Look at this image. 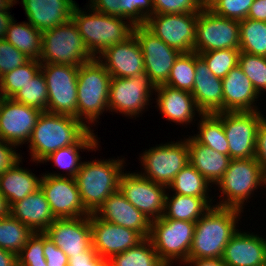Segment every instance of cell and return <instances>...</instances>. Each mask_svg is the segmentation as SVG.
Here are the masks:
<instances>
[{
    "mask_svg": "<svg viewBox=\"0 0 266 266\" xmlns=\"http://www.w3.org/2000/svg\"><path fill=\"white\" fill-rule=\"evenodd\" d=\"M241 211L212 206L195 225L188 259L222 258L225 246L238 231Z\"/></svg>",
    "mask_w": 266,
    "mask_h": 266,
    "instance_id": "6da1fadb",
    "label": "cell"
},
{
    "mask_svg": "<svg viewBox=\"0 0 266 266\" xmlns=\"http://www.w3.org/2000/svg\"><path fill=\"white\" fill-rule=\"evenodd\" d=\"M89 130L75 117L42 112L28 141L31 160L42 163L56 150L76 144Z\"/></svg>",
    "mask_w": 266,
    "mask_h": 266,
    "instance_id": "7a4b0ae2",
    "label": "cell"
},
{
    "mask_svg": "<svg viewBox=\"0 0 266 266\" xmlns=\"http://www.w3.org/2000/svg\"><path fill=\"white\" fill-rule=\"evenodd\" d=\"M87 8L89 13L76 4L71 19L87 49L95 58L107 47L122 43L133 35L134 25L129 20L97 12L90 6Z\"/></svg>",
    "mask_w": 266,
    "mask_h": 266,
    "instance_id": "3957f363",
    "label": "cell"
},
{
    "mask_svg": "<svg viewBox=\"0 0 266 266\" xmlns=\"http://www.w3.org/2000/svg\"><path fill=\"white\" fill-rule=\"evenodd\" d=\"M125 158L83 161L75 176L84 207L94 213L107 198L119 190Z\"/></svg>",
    "mask_w": 266,
    "mask_h": 266,
    "instance_id": "277c9868",
    "label": "cell"
},
{
    "mask_svg": "<svg viewBox=\"0 0 266 266\" xmlns=\"http://www.w3.org/2000/svg\"><path fill=\"white\" fill-rule=\"evenodd\" d=\"M111 78V75L97 58L78 67V120L90 130L92 125L98 122L97 119L100 120L99 116L105 110L106 112L109 111Z\"/></svg>",
    "mask_w": 266,
    "mask_h": 266,
    "instance_id": "5b68a950",
    "label": "cell"
},
{
    "mask_svg": "<svg viewBox=\"0 0 266 266\" xmlns=\"http://www.w3.org/2000/svg\"><path fill=\"white\" fill-rule=\"evenodd\" d=\"M216 185L222 193L219 195L222 200L219 199L215 206L244 211L243 206L251 199L254 191L260 186L266 187V174L255 158L231 159L227 170Z\"/></svg>",
    "mask_w": 266,
    "mask_h": 266,
    "instance_id": "8992f818",
    "label": "cell"
},
{
    "mask_svg": "<svg viewBox=\"0 0 266 266\" xmlns=\"http://www.w3.org/2000/svg\"><path fill=\"white\" fill-rule=\"evenodd\" d=\"M94 58L72 19L42 32V50L39 58L41 64L79 67Z\"/></svg>",
    "mask_w": 266,
    "mask_h": 266,
    "instance_id": "52a82bcc",
    "label": "cell"
},
{
    "mask_svg": "<svg viewBox=\"0 0 266 266\" xmlns=\"http://www.w3.org/2000/svg\"><path fill=\"white\" fill-rule=\"evenodd\" d=\"M196 222L173 220L170 218L151 221L149 239L159 258L167 265L188 260L193 242ZM175 261V262H174Z\"/></svg>",
    "mask_w": 266,
    "mask_h": 266,
    "instance_id": "ba28073f",
    "label": "cell"
},
{
    "mask_svg": "<svg viewBox=\"0 0 266 266\" xmlns=\"http://www.w3.org/2000/svg\"><path fill=\"white\" fill-rule=\"evenodd\" d=\"M143 177L168 187L175 176L189 164L187 138L157 144L140 154Z\"/></svg>",
    "mask_w": 266,
    "mask_h": 266,
    "instance_id": "9c48e42d",
    "label": "cell"
},
{
    "mask_svg": "<svg viewBox=\"0 0 266 266\" xmlns=\"http://www.w3.org/2000/svg\"><path fill=\"white\" fill-rule=\"evenodd\" d=\"M48 89V113L78 119V67L66 64H41Z\"/></svg>",
    "mask_w": 266,
    "mask_h": 266,
    "instance_id": "30bf717a",
    "label": "cell"
},
{
    "mask_svg": "<svg viewBox=\"0 0 266 266\" xmlns=\"http://www.w3.org/2000/svg\"><path fill=\"white\" fill-rule=\"evenodd\" d=\"M156 87L147 73L134 77H112L109 91V112L121 113L126 117H139L150 105V97ZM150 98V99H149Z\"/></svg>",
    "mask_w": 266,
    "mask_h": 266,
    "instance_id": "8fae6325",
    "label": "cell"
},
{
    "mask_svg": "<svg viewBox=\"0 0 266 266\" xmlns=\"http://www.w3.org/2000/svg\"><path fill=\"white\" fill-rule=\"evenodd\" d=\"M195 33L194 52L198 54L240 47L239 21L218 16L209 9H202L197 14Z\"/></svg>",
    "mask_w": 266,
    "mask_h": 266,
    "instance_id": "7c38bea8",
    "label": "cell"
},
{
    "mask_svg": "<svg viewBox=\"0 0 266 266\" xmlns=\"http://www.w3.org/2000/svg\"><path fill=\"white\" fill-rule=\"evenodd\" d=\"M261 112L263 111L216 113L223 121L231 159H249L255 157L257 129L265 118V115Z\"/></svg>",
    "mask_w": 266,
    "mask_h": 266,
    "instance_id": "4fadbf2b",
    "label": "cell"
},
{
    "mask_svg": "<svg viewBox=\"0 0 266 266\" xmlns=\"http://www.w3.org/2000/svg\"><path fill=\"white\" fill-rule=\"evenodd\" d=\"M197 14H159L150 16L145 26L165 44L181 53L194 52Z\"/></svg>",
    "mask_w": 266,
    "mask_h": 266,
    "instance_id": "5bb4252c",
    "label": "cell"
},
{
    "mask_svg": "<svg viewBox=\"0 0 266 266\" xmlns=\"http://www.w3.org/2000/svg\"><path fill=\"white\" fill-rule=\"evenodd\" d=\"M133 35L143 53L145 73L155 87L165 84L181 52L165 44L145 25L134 26Z\"/></svg>",
    "mask_w": 266,
    "mask_h": 266,
    "instance_id": "9a60e30c",
    "label": "cell"
},
{
    "mask_svg": "<svg viewBox=\"0 0 266 266\" xmlns=\"http://www.w3.org/2000/svg\"><path fill=\"white\" fill-rule=\"evenodd\" d=\"M119 190L148 219H159L164 213L166 186L154 183L139 172L122 174Z\"/></svg>",
    "mask_w": 266,
    "mask_h": 266,
    "instance_id": "2e32d148",
    "label": "cell"
},
{
    "mask_svg": "<svg viewBox=\"0 0 266 266\" xmlns=\"http://www.w3.org/2000/svg\"><path fill=\"white\" fill-rule=\"evenodd\" d=\"M40 188L56 219L79 218L91 213L84 207L75 178L42 174Z\"/></svg>",
    "mask_w": 266,
    "mask_h": 266,
    "instance_id": "e0dca14e",
    "label": "cell"
},
{
    "mask_svg": "<svg viewBox=\"0 0 266 266\" xmlns=\"http://www.w3.org/2000/svg\"><path fill=\"white\" fill-rule=\"evenodd\" d=\"M42 111L14 101L0 100V139L16 147L28 144L32 131Z\"/></svg>",
    "mask_w": 266,
    "mask_h": 266,
    "instance_id": "ac0fdd59",
    "label": "cell"
},
{
    "mask_svg": "<svg viewBox=\"0 0 266 266\" xmlns=\"http://www.w3.org/2000/svg\"><path fill=\"white\" fill-rule=\"evenodd\" d=\"M90 227L92 247L99 256L108 260L145 239L138 231L104 221L93 213L90 214Z\"/></svg>",
    "mask_w": 266,
    "mask_h": 266,
    "instance_id": "d6986e66",
    "label": "cell"
},
{
    "mask_svg": "<svg viewBox=\"0 0 266 266\" xmlns=\"http://www.w3.org/2000/svg\"><path fill=\"white\" fill-rule=\"evenodd\" d=\"M44 233L63 250L68 258L92 247L90 215L55 219Z\"/></svg>",
    "mask_w": 266,
    "mask_h": 266,
    "instance_id": "ffe728a7",
    "label": "cell"
},
{
    "mask_svg": "<svg viewBox=\"0 0 266 266\" xmlns=\"http://www.w3.org/2000/svg\"><path fill=\"white\" fill-rule=\"evenodd\" d=\"M97 59L111 77L128 78L145 73L143 53L134 35L107 47Z\"/></svg>",
    "mask_w": 266,
    "mask_h": 266,
    "instance_id": "44dd1931",
    "label": "cell"
},
{
    "mask_svg": "<svg viewBox=\"0 0 266 266\" xmlns=\"http://www.w3.org/2000/svg\"><path fill=\"white\" fill-rule=\"evenodd\" d=\"M93 214L104 221L138 231L144 238L150 235L151 220L136 209L120 190L112 193Z\"/></svg>",
    "mask_w": 266,
    "mask_h": 266,
    "instance_id": "7402d4cb",
    "label": "cell"
},
{
    "mask_svg": "<svg viewBox=\"0 0 266 266\" xmlns=\"http://www.w3.org/2000/svg\"><path fill=\"white\" fill-rule=\"evenodd\" d=\"M222 86L223 112L259 111L255 104L261 96L239 65L232 68L222 79Z\"/></svg>",
    "mask_w": 266,
    "mask_h": 266,
    "instance_id": "603a6c76",
    "label": "cell"
},
{
    "mask_svg": "<svg viewBox=\"0 0 266 266\" xmlns=\"http://www.w3.org/2000/svg\"><path fill=\"white\" fill-rule=\"evenodd\" d=\"M191 94L202 114L223 112L222 79L213 75L196 52L195 78Z\"/></svg>",
    "mask_w": 266,
    "mask_h": 266,
    "instance_id": "cb8c5ba5",
    "label": "cell"
},
{
    "mask_svg": "<svg viewBox=\"0 0 266 266\" xmlns=\"http://www.w3.org/2000/svg\"><path fill=\"white\" fill-rule=\"evenodd\" d=\"M240 229L225 246L223 261L228 266H263L266 264V238Z\"/></svg>",
    "mask_w": 266,
    "mask_h": 266,
    "instance_id": "d4e9b609",
    "label": "cell"
},
{
    "mask_svg": "<svg viewBox=\"0 0 266 266\" xmlns=\"http://www.w3.org/2000/svg\"><path fill=\"white\" fill-rule=\"evenodd\" d=\"M28 22L40 32L71 19L74 0H21Z\"/></svg>",
    "mask_w": 266,
    "mask_h": 266,
    "instance_id": "484cf974",
    "label": "cell"
},
{
    "mask_svg": "<svg viewBox=\"0 0 266 266\" xmlns=\"http://www.w3.org/2000/svg\"><path fill=\"white\" fill-rule=\"evenodd\" d=\"M154 93H157V108L168 121L190 125L195 119L196 112L198 116L202 115L191 92L163 84L156 86Z\"/></svg>",
    "mask_w": 266,
    "mask_h": 266,
    "instance_id": "4316f807",
    "label": "cell"
},
{
    "mask_svg": "<svg viewBox=\"0 0 266 266\" xmlns=\"http://www.w3.org/2000/svg\"><path fill=\"white\" fill-rule=\"evenodd\" d=\"M9 214L33 232H44L56 219L41 188L13 203L9 208Z\"/></svg>",
    "mask_w": 266,
    "mask_h": 266,
    "instance_id": "83f0119b",
    "label": "cell"
},
{
    "mask_svg": "<svg viewBox=\"0 0 266 266\" xmlns=\"http://www.w3.org/2000/svg\"><path fill=\"white\" fill-rule=\"evenodd\" d=\"M187 144L189 163L205 177L211 185H216L229 166L231 161L230 156L197 143L191 135L187 138Z\"/></svg>",
    "mask_w": 266,
    "mask_h": 266,
    "instance_id": "f1b7e54d",
    "label": "cell"
},
{
    "mask_svg": "<svg viewBox=\"0 0 266 266\" xmlns=\"http://www.w3.org/2000/svg\"><path fill=\"white\" fill-rule=\"evenodd\" d=\"M21 162L22 159L0 175V193L9 207L40 189L42 175L37 177L29 169L20 167Z\"/></svg>",
    "mask_w": 266,
    "mask_h": 266,
    "instance_id": "f546056e",
    "label": "cell"
},
{
    "mask_svg": "<svg viewBox=\"0 0 266 266\" xmlns=\"http://www.w3.org/2000/svg\"><path fill=\"white\" fill-rule=\"evenodd\" d=\"M91 9L129 20L134 26L145 25L154 15L153 0H89Z\"/></svg>",
    "mask_w": 266,
    "mask_h": 266,
    "instance_id": "4dcf8cb0",
    "label": "cell"
},
{
    "mask_svg": "<svg viewBox=\"0 0 266 266\" xmlns=\"http://www.w3.org/2000/svg\"><path fill=\"white\" fill-rule=\"evenodd\" d=\"M93 132L94 130H89L76 144L60 148L46 157L42 162L43 164L44 161L45 163L52 161L55 167L57 166L67 172L65 174L48 173L46 175L75 178L82 164L79 150L81 152L82 150H87L89 152L90 150L96 151L98 149L99 138L97 135H94L95 133Z\"/></svg>",
    "mask_w": 266,
    "mask_h": 266,
    "instance_id": "1f68e13d",
    "label": "cell"
},
{
    "mask_svg": "<svg viewBox=\"0 0 266 266\" xmlns=\"http://www.w3.org/2000/svg\"><path fill=\"white\" fill-rule=\"evenodd\" d=\"M213 198H198L166 192L162 218L197 222L214 204ZM213 204V205H211Z\"/></svg>",
    "mask_w": 266,
    "mask_h": 266,
    "instance_id": "d6a6232c",
    "label": "cell"
},
{
    "mask_svg": "<svg viewBox=\"0 0 266 266\" xmlns=\"http://www.w3.org/2000/svg\"><path fill=\"white\" fill-rule=\"evenodd\" d=\"M5 39L28 58L39 60L42 50V32L29 22L10 23Z\"/></svg>",
    "mask_w": 266,
    "mask_h": 266,
    "instance_id": "836d02e7",
    "label": "cell"
},
{
    "mask_svg": "<svg viewBox=\"0 0 266 266\" xmlns=\"http://www.w3.org/2000/svg\"><path fill=\"white\" fill-rule=\"evenodd\" d=\"M198 123V133L191 136L197 143L205 145L219 153L229 155L223 121L216 114H202Z\"/></svg>",
    "mask_w": 266,
    "mask_h": 266,
    "instance_id": "e575fe53",
    "label": "cell"
},
{
    "mask_svg": "<svg viewBox=\"0 0 266 266\" xmlns=\"http://www.w3.org/2000/svg\"><path fill=\"white\" fill-rule=\"evenodd\" d=\"M109 266H167L160 258L149 238L123 253L113 255Z\"/></svg>",
    "mask_w": 266,
    "mask_h": 266,
    "instance_id": "d590c367",
    "label": "cell"
},
{
    "mask_svg": "<svg viewBox=\"0 0 266 266\" xmlns=\"http://www.w3.org/2000/svg\"><path fill=\"white\" fill-rule=\"evenodd\" d=\"M209 185L212 188L210 182L189 163L175 176L167 189L179 195L210 198Z\"/></svg>",
    "mask_w": 266,
    "mask_h": 266,
    "instance_id": "8d00e7d4",
    "label": "cell"
},
{
    "mask_svg": "<svg viewBox=\"0 0 266 266\" xmlns=\"http://www.w3.org/2000/svg\"><path fill=\"white\" fill-rule=\"evenodd\" d=\"M34 232L10 214L0 218V248L16 255L20 253Z\"/></svg>",
    "mask_w": 266,
    "mask_h": 266,
    "instance_id": "74e56055",
    "label": "cell"
},
{
    "mask_svg": "<svg viewBox=\"0 0 266 266\" xmlns=\"http://www.w3.org/2000/svg\"><path fill=\"white\" fill-rule=\"evenodd\" d=\"M239 24L240 52L266 57V22L246 18Z\"/></svg>",
    "mask_w": 266,
    "mask_h": 266,
    "instance_id": "f35d334b",
    "label": "cell"
},
{
    "mask_svg": "<svg viewBox=\"0 0 266 266\" xmlns=\"http://www.w3.org/2000/svg\"><path fill=\"white\" fill-rule=\"evenodd\" d=\"M41 70L39 60L30 59L25 64L5 73L1 77L0 94L4 98H12Z\"/></svg>",
    "mask_w": 266,
    "mask_h": 266,
    "instance_id": "ab89813d",
    "label": "cell"
},
{
    "mask_svg": "<svg viewBox=\"0 0 266 266\" xmlns=\"http://www.w3.org/2000/svg\"><path fill=\"white\" fill-rule=\"evenodd\" d=\"M12 99L18 103L46 112L48 107V89L42 71L40 70L35 77L26 83Z\"/></svg>",
    "mask_w": 266,
    "mask_h": 266,
    "instance_id": "60d3db41",
    "label": "cell"
},
{
    "mask_svg": "<svg viewBox=\"0 0 266 266\" xmlns=\"http://www.w3.org/2000/svg\"><path fill=\"white\" fill-rule=\"evenodd\" d=\"M195 78V52L181 53L171 68L165 85L192 92Z\"/></svg>",
    "mask_w": 266,
    "mask_h": 266,
    "instance_id": "b9f144b4",
    "label": "cell"
},
{
    "mask_svg": "<svg viewBox=\"0 0 266 266\" xmlns=\"http://www.w3.org/2000/svg\"><path fill=\"white\" fill-rule=\"evenodd\" d=\"M239 49H221L199 53L214 76L223 79L239 63Z\"/></svg>",
    "mask_w": 266,
    "mask_h": 266,
    "instance_id": "7bdbcfd3",
    "label": "cell"
},
{
    "mask_svg": "<svg viewBox=\"0 0 266 266\" xmlns=\"http://www.w3.org/2000/svg\"><path fill=\"white\" fill-rule=\"evenodd\" d=\"M238 65L261 96L266 91V57L240 52Z\"/></svg>",
    "mask_w": 266,
    "mask_h": 266,
    "instance_id": "ee69618b",
    "label": "cell"
},
{
    "mask_svg": "<svg viewBox=\"0 0 266 266\" xmlns=\"http://www.w3.org/2000/svg\"><path fill=\"white\" fill-rule=\"evenodd\" d=\"M253 2L254 0H217L209 10L218 16L242 21L247 18Z\"/></svg>",
    "mask_w": 266,
    "mask_h": 266,
    "instance_id": "f6af8a7d",
    "label": "cell"
},
{
    "mask_svg": "<svg viewBox=\"0 0 266 266\" xmlns=\"http://www.w3.org/2000/svg\"><path fill=\"white\" fill-rule=\"evenodd\" d=\"M18 264L46 262L43 253V232H34L17 255Z\"/></svg>",
    "mask_w": 266,
    "mask_h": 266,
    "instance_id": "bcb514c9",
    "label": "cell"
},
{
    "mask_svg": "<svg viewBox=\"0 0 266 266\" xmlns=\"http://www.w3.org/2000/svg\"><path fill=\"white\" fill-rule=\"evenodd\" d=\"M28 58L24 53L17 50L6 39H0V75H4L17 67L28 62Z\"/></svg>",
    "mask_w": 266,
    "mask_h": 266,
    "instance_id": "7dc6e473",
    "label": "cell"
},
{
    "mask_svg": "<svg viewBox=\"0 0 266 266\" xmlns=\"http://www.w3.org/2000/svg\"><path fill=\"white\" fill-rule=\"evenodd\" d=\"M154 13L159 14H198L202 7L198 0H153Z\"/></svg>",
    "mask_w": 266,
    "mask_h": 266,
    "instance_id": "c3c4849f",
    "label": "cell"
},
{
    "mask_svg": "<svg viewBox=\"0 0 266 266\" xmlns=\"http://www.w3.org/2000/svg\"><path fill=\"white\" fill-rule=\"evenodd\" d=\"M43 253L47 266H68V256L44 232Z\"/></svg>",
    "mask_w": 266,
    "mask_h": 266,
    "instance_id": "681fc988",
    "label": "cell"
},
{
    "mask_svg": "<svg viewBox=\"0 0 266 266\" xmlns=\"http://www.w3.org/2000/svg\"><path fill=\"white\" fill-rule=\"evenodd\" d=\"M68 266H109V261L99 256L91 247L87 251L69 257Z\"/></svg>",
    "mask_w": 266,
    "mask_h": 266,
    "instance_id": "f907efd6",
    "label": "cell"
},
{
    "mask_svg": "<svg viewBox=\"0 0 266 266\" xmlns=\"http://www.w3.org/2000/svg\"><path fill=\"white\" fill-rule=\"evenodd\" d=\"M16 151L15 145L0 139V175L22 159Z\"/></svg>",
    "mask_w": 266,
    "mask_h": 266,
    "instance_id": "816d5d0a",
    "label": "cell"
},
{
    "mask_svg": "<svg viewBox=\"0 0 266 266\" xmlns=\"http://www.w3.org/2000/svg\"><path fill=\"white\" fill-rule=\"evenodd\" d=\"M254 158L266 174V117L261 121L257 129Z\"/></svg>",
    "mask_w": 266,
    "mask_h": 266,
    "instance_id": "f5cc1de1",
    "label": "cell"
},
{
    "mask_svg": "<svg viewBox=\"0 0 266 266\" xmlns=\"http://www.w3.org/2000/svg\"><path fill=\"white\" fill-rule=\"evenodd\" d=\"M247 18L266 22V0H254Z\"/></svg>",
    "mask_w": 266,
    "mask_h": 266,
    "instance_id": "db71d44e",
    "label": "cell"
},
{
    "mask_svg": "<svg viewBox=\"0 0 266 266\" xmlns=\"http://www.w3.org/2000/svg\"><path fill=\"white\" fill-rule=\"evenodd\" d=\"M186 266H228L222 258L188 259Z\"/></svg>",
    "mask_w": 266,
    "mask_h": 266,
    "instance_id": "11a10c76",
    "label": "cell"
},
{
    "mask_svg": "<svg viewBox=\"0 0 266 266\" xmlns=\"http://www.w3.org/2000/svg\"><path fill=\"white\" fill-rule=\"evenodd\" d=\"M0 266H18L17 255L0 248Z\"/></svg>",
    "mask_w": 266,
    "mask_h": 266,
    "instance_id": "9f6ffc18",
    "label": "cell"
},
{
    "mask_svg": "<svg viewBox=\"0 0 266 266\" xmlns=\"http://www.w3.org/2000/svg\"><path fill=\"white\" fill-rule=\"evenodd\" d=\"M13 19L10 10L0 12V39H5L7 28Z\"/></svg>",
    "mask_w": 266,
    "mask_h": 266,
    "instance_id": "6f0895ef",
    "label": "cell"
},
{
    "mask_svg": "<svg viewBox=\"0 0 266 266\" xmlns=\"http://www.w3.org/2000/svg\"><path fill=\"white\" fill-rule=\"evenodd\" d=\"M9 206L5 197L0 193V218L6 217L9 215Z\"/></svg>",
    "mask_w": 266,
    "mask_h": 266,
    "instance_id": "680465c9",
    "label": "cell"
},
{
    "mask_svg": "<svg viewBox=\"0 0 266 266\" xmlns=\"http://www.w3.org/2000/svg\"><path fill=\"white\" fill-rule=\"evenodd\" d=\"M18 1L17 0H0V12L11 10L10 8L13 7V5H15Z\"/></svg>",
    "mask_w": 266,
    "mask_h": 266,
    "instance_id": "91938a15",
    "label": "cell"
},
{
    "mask_svg": "<svg viewBox=\"0 0 266 266\" xmlns=\"http://www.w3.org/2000/svg\"><path fill=\"white\" fill-rule=\"evenodd\" d=\"M217 0H198L202 9H209Z\"/></svg>",
    "mask_w": 266,
    "mask_h": 266,
    "instance_id": "94428289",
    "label": "cell"
},
{
    "mask_svg": "<svg viewBox=\"0 0 266 266\" xmlns=\"http://www.w3.org/2000/svg\"><path fill=\"white\" fill-rule=\"evenodd\" d=\"M18 266H47L46 262L38 264H18Z\"/></svg>",
    "mask_w": 266,
    "mask_h": 266,
    "instance_id": "6125c7cd",
    "label": "cell"
}]
</instances>
